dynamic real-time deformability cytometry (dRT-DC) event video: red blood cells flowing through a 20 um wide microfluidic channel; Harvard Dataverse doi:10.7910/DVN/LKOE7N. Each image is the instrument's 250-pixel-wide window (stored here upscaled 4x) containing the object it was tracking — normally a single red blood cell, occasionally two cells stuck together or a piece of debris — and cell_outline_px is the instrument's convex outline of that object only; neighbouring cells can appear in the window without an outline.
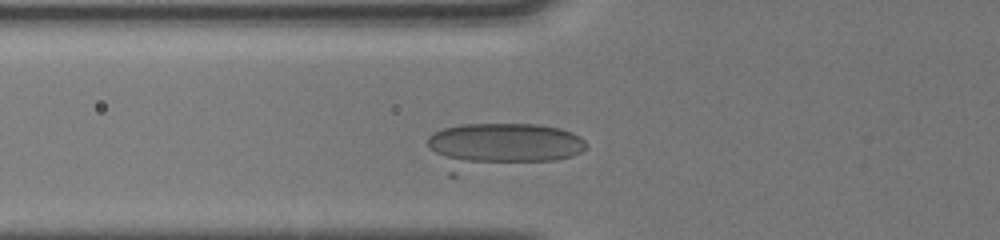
{"species": "human", "species_latin": "Homo sapiens", "temperature_condition": "cold", "stored_images_in_passage": 53, "camera_frame_rate_fps": 3000, "um_per_image_px": 0.085, "donor": {"sex": "male"}, "frame": {"image": 1, "passage_image": 23, "time_ms": 3.667, "image_size_px": [1000, 240], "cell_outline_px": [[588, 144], [580, 152], [572, 156], [556, 160], [456, 160], [436, 152], [428, 148], [428, 136], [432, 132], [444, 128], [460, 124], [540, 124], [560, 128], [572, 132], [580, 136]], "centroid_in_image_um": [42.97, 12.1], "position_along_channel_um": 82.8, "area_um2": 35.84}}
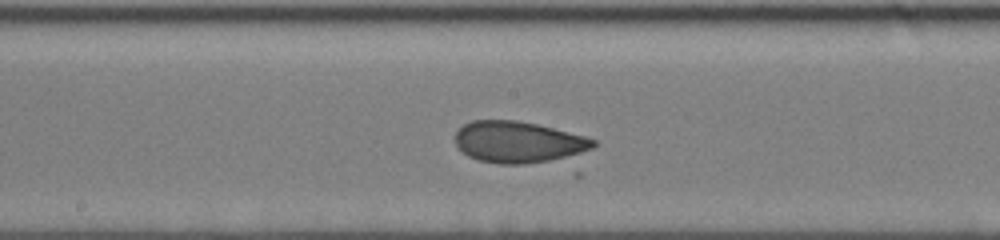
{"frame": {"image": 2, "passage_image": 41, "time_ms": 6.667, "image_size_px": [1000, 240], "cell_outline_px": [[596, 144], [592, 148], [580, 152], [548, 160], [524, 164], [500, 164], [480, 160], [468, 156], [456, 148], [456, 132], [464, 124], [472, 120], [516, 120], [536, 124], [584, 136], [596, 140]], "centroid_in_image_um": [43.98, 12.06], "position_along_channel_um": 204.2, "area_um2": 32.83}}
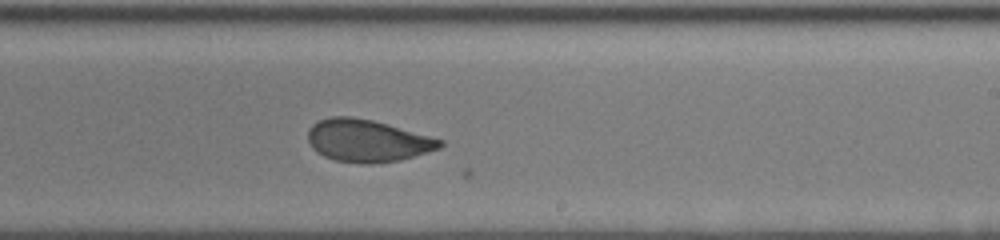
{"frame": {"image": 3, "passage_image": 49, "time_ms": 8.0, "image_size_px": [1000, 240], "cell_outline_px": [[444, 144], [440, 148], [400, 160], [368, 164], [364, 164], [336, 160], [324, 156], [316, 152], [312, 148], [308, 140], [308, 128], [312, 124], [320, 120], [332, 116], [352, 116], [372, 120], [388, 124], [444, 140]], "centroid_in_image_um": [31.21, 11.95], "position_along_channel_um": 257.8, "area_um2": 32.54}}